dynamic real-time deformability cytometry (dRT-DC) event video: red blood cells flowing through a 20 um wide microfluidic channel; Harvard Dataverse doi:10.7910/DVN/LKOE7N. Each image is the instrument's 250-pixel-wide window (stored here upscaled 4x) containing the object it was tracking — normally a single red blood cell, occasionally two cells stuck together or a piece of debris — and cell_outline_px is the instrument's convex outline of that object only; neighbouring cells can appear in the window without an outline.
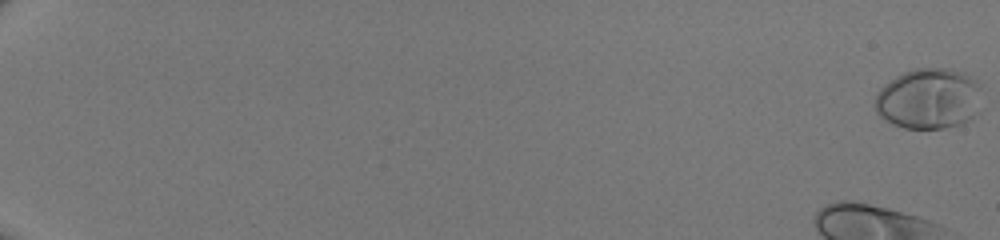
{"species": "human", "species_latin": "Homo sapiens", "temperature_condition": "room temperature", "stored_images_in_passage": 51, "camera_frame_rate_fps": 3000, "um_per_image_px": 0.085, "donor": {"sex": "male"}, "frame": {"image": 1, "passage_image": 1, "time_ms": 0.0, "image_size_px": [1000, 240], "cell_outline_px": [[980, 88], [976, 112], [972, 120], [964, 124], [944, 128], [904, 128], [892, 124], [880, 116], [876, 112], [876, 92], [884, 84], [896, 76], [904, 72], [916, 68], [952, 68], [964, 72], [972, 76], [980, 84]], "centroid_in_image_um": [78.95, 8.38], "position_along_channel_um": 6.0, "area_um2": 38.09}}
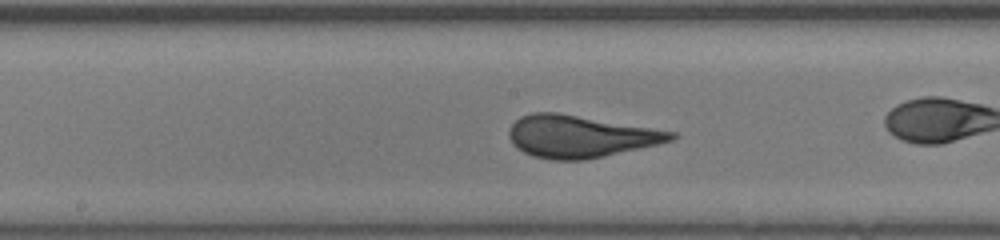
{"frame": {"image": 2, "passage_image": 30, "time_ms": 9.667, "image_size_px": [1000, 240], "cell_outline_px": [[680, 136], [672, 140], [660, 144], [604, 156], [584, 160], [552, 160], [532, 156], [516, 148], [512, 144], [508, 136], [508, 132], [512, 124], [520, 116], [532, 112], [556, 112], [676, 132]], "centroid_in_image_um": [49.29, 11.6], "position_along_channel_um": 198.9, "area_um2": 39.88}}